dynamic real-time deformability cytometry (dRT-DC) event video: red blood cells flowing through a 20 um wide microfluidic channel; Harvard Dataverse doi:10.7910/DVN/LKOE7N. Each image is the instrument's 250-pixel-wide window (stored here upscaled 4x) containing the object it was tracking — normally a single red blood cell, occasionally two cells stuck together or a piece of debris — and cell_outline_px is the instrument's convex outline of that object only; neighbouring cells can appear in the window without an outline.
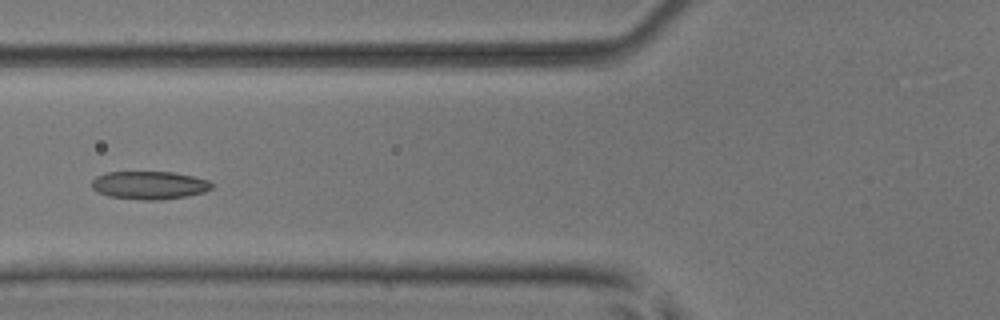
{"species": "common noctule bat (a hibernating species)", "species_latin": "Nyctalus noctula", "temperature_condition": "room temperature", "stored_images_in_passage": 6, "camera_frame_rate_fps": 3000, "um_per_image_px": 0.085, "animal": {"sex": "male", "body_mass_g": 17.9, "forearm_length_mm": 54.2}, "frame": {"image": 1, "passage_image": 5, "time_ms": 1.333, "image_size_px": [1000, 320], "cell_outline_px": [[212, 188], [204, 192], [188, 196], [160, 200], [144, 200], [108, 196], [96, 192], [92, 188], [92, 180], [96, 176], [108, 172], [172, 172], [192, 176], [208, 180], [212, 184]], "centroid_in_image_um": [12.68, 15.75], "position_along_channel_um": 113.1, "area_um2": 19.65}}
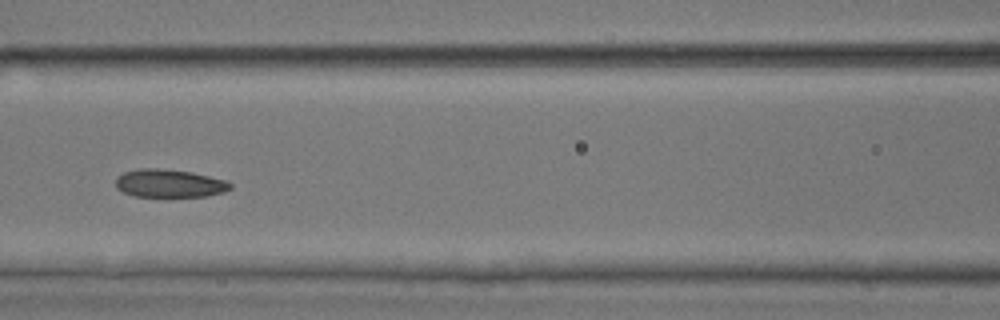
{"frame": {"image": 2, "passage_image": 6, "time_ms": 1.667, "image_size_px": [1000, 320], "cell_outline_px": [[232, 188], [224, 192], [208, 196], [132, 196], [116, 188], [116, 176], [124, 172], [140, 168], [156, 168], [192, 172], [224, 180], [232, 184]], "centroid_in_image_um": [14.38, 15.58], "position_along_channel_um": 152.2, "area_um2": 18.67}}